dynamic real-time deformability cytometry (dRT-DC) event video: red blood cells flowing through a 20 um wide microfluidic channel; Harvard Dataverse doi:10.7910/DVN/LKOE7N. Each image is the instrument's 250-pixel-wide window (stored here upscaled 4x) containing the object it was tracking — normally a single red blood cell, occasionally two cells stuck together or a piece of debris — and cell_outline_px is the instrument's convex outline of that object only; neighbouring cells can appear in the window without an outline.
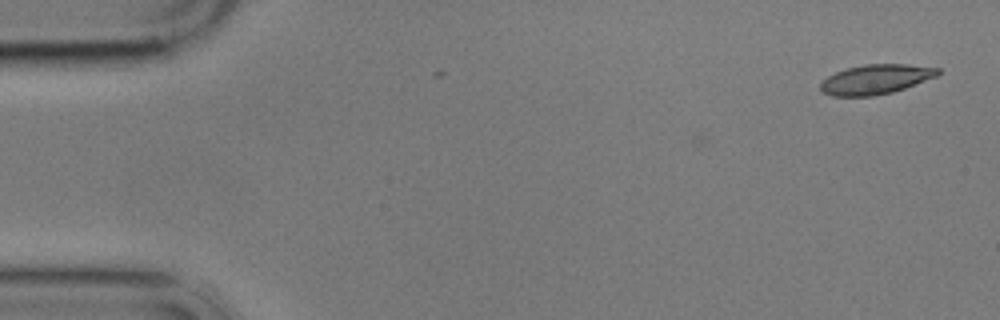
{"species": "common noctule bat (a hibernating species)", "species_latin": "Nyctalus noctula", "temperature_condition": "cold", "stored_images_in_passage": 2, "camera_frame_rate_fps": 3000, "um_per_image_px": 0.085, "animal": {"sex": "male", "body_mass_g": 17.9}, "frame": {"image": 1, "passage_image": 2, "time_ms": 1.333, "image_size_px": [1000, 320], "cell_outline_px": [[940, 72], [936, 76], [904, 88], [892, 92], [872, 96], [832, 96], [824, 92], [820, 88], [820, 84], [828, 76], [836, 72], [848, 68], [864, 64], [908, 64], [940, 68]], "centroid_in_image_um": [74.44, 6.74], "position_along_channel_um": 10.6, "area_um2": 20.06}}